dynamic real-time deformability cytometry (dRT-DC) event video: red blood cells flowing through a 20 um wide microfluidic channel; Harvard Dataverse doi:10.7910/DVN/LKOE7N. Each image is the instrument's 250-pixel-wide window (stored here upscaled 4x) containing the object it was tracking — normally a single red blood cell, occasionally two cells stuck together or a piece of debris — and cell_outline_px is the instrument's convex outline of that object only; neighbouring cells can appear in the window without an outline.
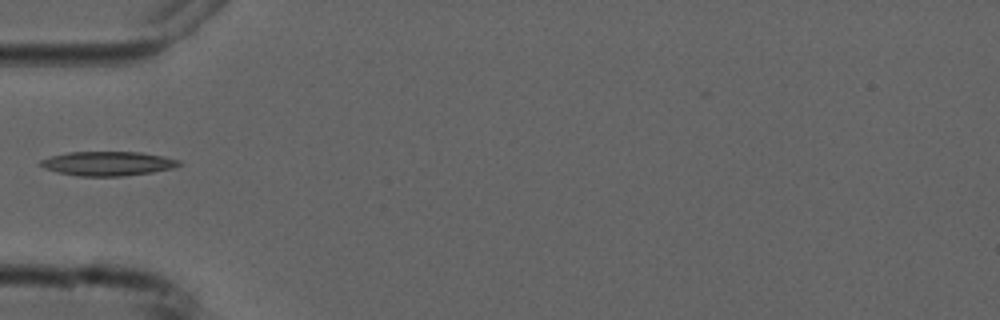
{"species": "common noctule bat (a hibernating species)", "species_latin": "Nyctalus noctula", "temperature_condition": "cold", "stored_images_in_passage": 6, "camera_frame_rate_fps": 3000, "um_per_image_px": 0.085, "animal": {"sex": "male", "forearm_length_mm": 52.5}, "frame": {"image": 1, "passage_image": 5, "time_ms": 4.667, "image_size_px": [1000, 320], "cell_outline_px": [[184, 164], [176, 168], [152, 172], [124, 176], [80, 176], [56, 172], [44, 168], [40, 164], [40, 160], [52, 156], [68, 152], [140, 152], [164, 156], [180, 160]], "centroid_in_image_um": [9.23, 13.9], "position_along_channel_um": 75.8, "area_um2": 19.71}}
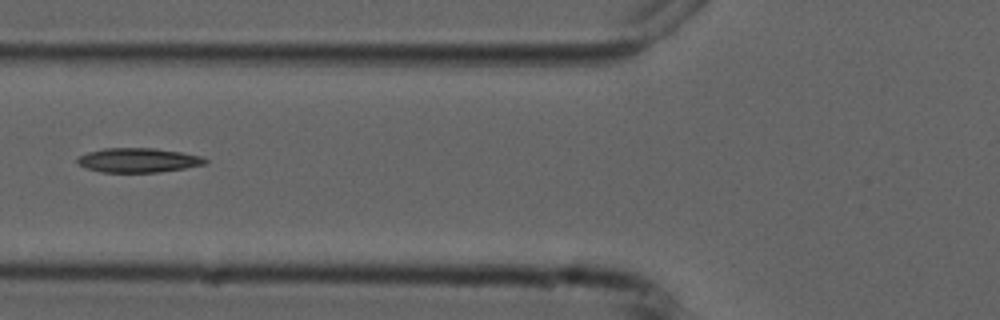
{"frame": {"image": 2, "passage_image": 6, "time_ms": 5.667, "image_size_px": [1000, 320], "cell_outline_px": [[208, 164], [160, 172], [100, 172], [76, 164], [76, 156], [88, 152], [104, 148], [156, 148], [204, 156], [208, 160]], "centroid_in_image_um": [11.75, 13.61], "position_along_channel_um": 114.0, "area_um2": 18.38}}